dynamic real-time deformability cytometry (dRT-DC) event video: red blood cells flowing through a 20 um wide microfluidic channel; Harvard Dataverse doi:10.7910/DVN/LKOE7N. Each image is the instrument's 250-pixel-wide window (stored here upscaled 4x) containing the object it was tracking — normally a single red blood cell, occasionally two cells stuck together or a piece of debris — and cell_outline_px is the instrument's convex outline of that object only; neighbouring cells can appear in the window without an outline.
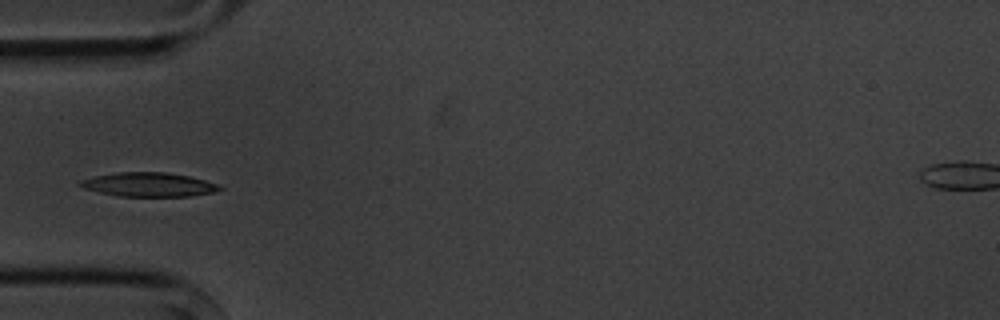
{"species": "common noctule bat (a hibernating species)", "species_latin": "Nyctalus noctula", "temperature_condition": "cold", "stored_images_in_passage": 5, "camera_frame_rate_fps": 3000, "um_per_image_px": 0.085, "animal": {"sex": "male", "body_mass_g": 20.1, "forearm_length_mm": 53.5}, "frame": {"image": 1, "passage_image": 5, "time_ms": 4.667, "image_size_px": [1000, 320], "cell_outline_px": [[224, 188], [212, 192], [188, 196], [120, 196], [100, 192], [84, 188], [76, 184], [80, 180], [96, 176], [116, 172], [168, 172], [188, 176], [204, 180], [216, 184]], "centroid_in_image_um": [12.6, 15.68], "position_along_channel_um": 72.4, "area_um2": 19.31}}